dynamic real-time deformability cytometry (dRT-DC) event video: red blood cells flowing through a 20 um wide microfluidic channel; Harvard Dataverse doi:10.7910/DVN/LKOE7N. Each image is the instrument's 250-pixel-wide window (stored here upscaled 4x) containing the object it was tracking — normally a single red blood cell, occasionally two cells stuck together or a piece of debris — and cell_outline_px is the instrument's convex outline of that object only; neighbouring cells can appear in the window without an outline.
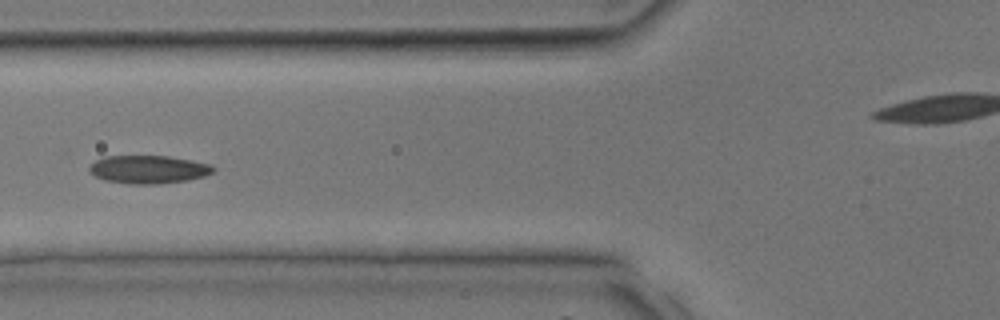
{"species": "common noctule bat (a hibernating species)", "species_latin": "Nyctalus noctula", "temperature_condition": "room temperature", "stored_images_in_passage": 15, "camera_frame_rate_fps": 3000, "um_per_image_px": 0.085, "animal": {"sex": "male", "body_mass_g": 17.9, "forearm_length_mm": 54.2}, "frame": {"image": 1, "passage_image": 15, "time_ms": 4.667, "image_size_px": [1000, 320], "cell_outline_px": [[216, 168], [212, 172], [204, 176], [188, 180], [156, 184], [132, 184], [108, 180], [96, 176], [88, 172], [88, 168], [96, 160], [104, 156], [168, 156], [192, 160], [212, 164]], "centroid_in_image_um": [12.64, 14.39], "position_along_channel_um": 113.2, "area_um2": 20.23}}